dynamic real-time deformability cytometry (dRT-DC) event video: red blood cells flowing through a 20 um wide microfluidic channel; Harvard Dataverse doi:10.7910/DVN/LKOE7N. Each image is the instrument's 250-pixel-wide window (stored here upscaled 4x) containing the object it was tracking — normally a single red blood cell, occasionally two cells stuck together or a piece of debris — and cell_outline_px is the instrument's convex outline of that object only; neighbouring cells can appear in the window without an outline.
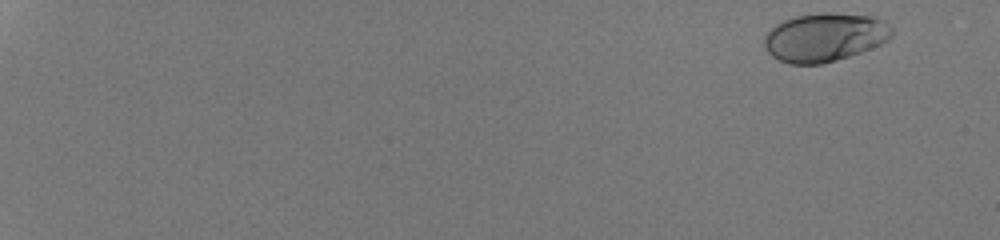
{"species": "human", "species_latin": "Homo sapiens", "temperature_condition": "room temperature", "stored_images_in_passage": 52, "camera_frame_rate_fps": 3000, "um_per_image_px": 0.085, "donor": {"sex": "male"}, "frame": {"image": 1, "passage_image": 2, "time_ms": 0.333, "image_size_px": [1000, 240], "cell_outline_px": [[892, 36], [888, 40], [872, 48], [824, 64], [788, 64], [772, 56], [764, 48], [764, 40], [768, 32], [776, 24], [784, 20], [796, 16], [820, 12], [828, 12], [872, 16], [884, 20], [892, 28]], "centroid_in_image_um": [70.11, 3.16], "position_along_channel_um": 14.9, "area_um2": 36.18}}
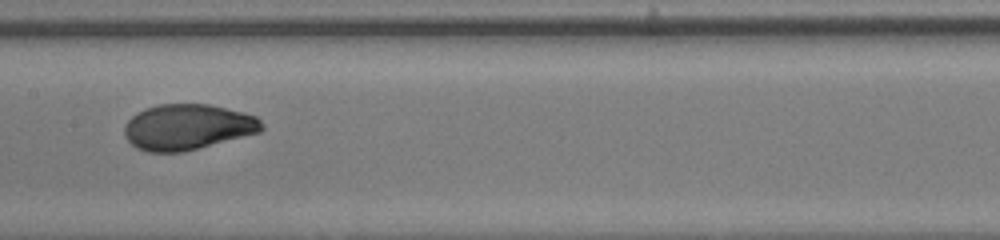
{"frame": {"image": 2, "passage_image": 31, "time_ms": 10.0, "image_size_px": [1000, 240], "cell_outline_px": [[264, 128], [260, 132], [184, 152], [148, 152], [136, 148], [124, 136], [124, 124], [136, 112], [144, 108], [160, 104], [208, 104], [244, 112], [256, 116], [264, 124]], "centroid_in_image_um": [15.93, 10.79], "position_along_channel_um": 191.5, "area_um2": 36.76}}
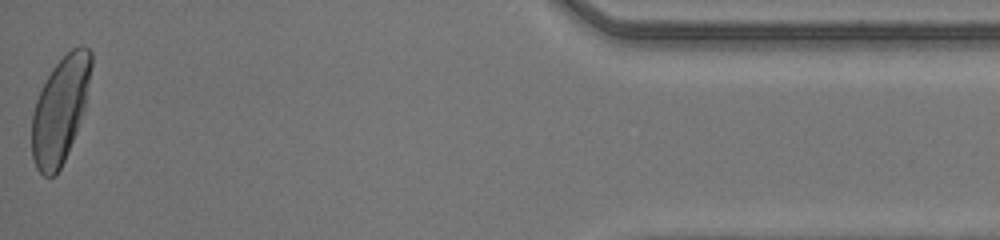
{"frame": {"image": 3, "passage_image": 52, "time_ms": 17.0, "image_size_px": [1000, 240], "cell_outline_px": [[92, 64], [84, 108], [76, 132], [64, 160], [56, 176], [44, 176], [36, 168], [32, 156], [32, 112], [36, 100], [52, 68], [72, 48], [80, 44], [88, 48], [92, 52]], "centroid_in_image_um": [5.11, 9.33], "position_along_channel_um": 430.1, "area_um2": 36.24}, "authors_computed_cell_mechanics": {"area_um2": 36.1828, "velocity_mm_per_s": 4.2459, "shape_relaxation_time_tau1_ms": 3.9251, "shape_relaxation_time_tau2_ms": null, "deformation_change_tau1": 0.1808, "deformation_change_tau2": null}}